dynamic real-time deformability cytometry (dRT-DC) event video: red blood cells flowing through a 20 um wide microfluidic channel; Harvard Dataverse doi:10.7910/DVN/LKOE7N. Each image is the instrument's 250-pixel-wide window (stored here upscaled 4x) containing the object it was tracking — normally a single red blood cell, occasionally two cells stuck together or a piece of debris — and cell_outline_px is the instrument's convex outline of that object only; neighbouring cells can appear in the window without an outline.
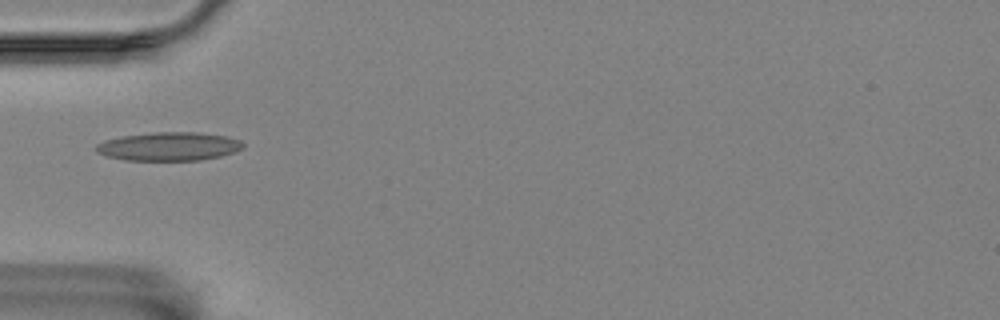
{"species": "Egyptian fruit bat (a non-hibernating species)", "species_latin": "Rousettus aegyptiacus", "temperature_condition": "room temperature", "stored_images_in_passage": 3, "camera_frame_rate_fps": 3000, "um_per_image_px": 0.085, "animal": {"sex": "female"}, "frame": {"image": 1, "passage_image": 2, "time_ms": 1.0, "image_size_px": [1000, 320], "cell_outline_px": [[244, 148], [236, 152], [220, 156], [200, 160], [124, 160], [108, 156], [96, 152], [96, 144], [104, 140], [120, 136], [156, 132], [196, 132], [228, 136], [240, 140], [244, 144]], "centroid_in_image_um": [14.38, 12.44], "position_along_channel_um": 70.6, "area_um2": 24.57}}
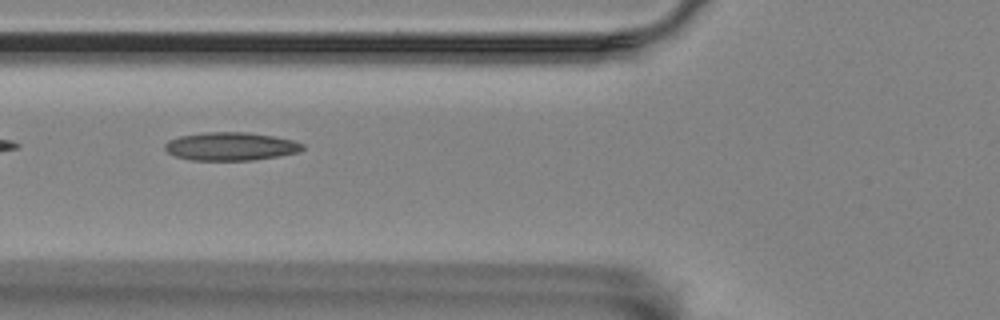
{"frame": {"image": 2, "passage_image": 3, "time_ms": 2.0, "image_size_px": [1000, 320], "cell_outline_px": [[304, 148], [300, 152], [280, 156], [252, 160], [192, 160], [176, 156], [168, 152], [164, 148], [164, 144], [168, 140], [180, 136], [204, 132], [248, 132], [272, 136], [292, 140], [304, 144]], "centroid_in_image_um": [19.62, 12.44], "position_along_channel_um": 106.2, "area_um2": 22.66}}